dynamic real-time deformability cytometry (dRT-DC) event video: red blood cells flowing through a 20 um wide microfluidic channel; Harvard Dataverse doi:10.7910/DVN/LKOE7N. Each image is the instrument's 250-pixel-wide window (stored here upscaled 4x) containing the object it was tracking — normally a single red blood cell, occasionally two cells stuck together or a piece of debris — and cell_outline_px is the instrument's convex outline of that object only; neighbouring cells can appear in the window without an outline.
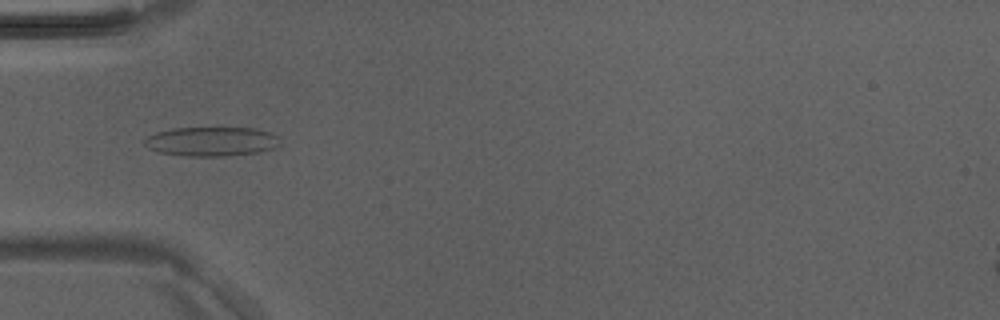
{"species": "Egyptian fruit bat (a non-hibernating species)", "species_latin": "Rousettus aegyptiacus", "temperature_condition": "room temperature", "stored_images_in_passage": 5, "camera_frame_rate_fps": 3000, "um_per_image_px": 0.085, "animal": {"sex": "male"}, "frame": {"image": 1, "passage_image": 5, "time_ms": 1.333, "image_size_px": [1000, 320], "cell_outline_px": [[280, 144], [272, 148], [256, 152], [224, 156], [184, 156], [160, 152], [148, 148], [144, 144], [144, 140], [148, 136], [156, 132], [172, 128], [252, 128], [268, 132], [276, 136]], "centroid_in_image_um": [17.91, 12.02], "position_along_channel_um": 67.1, "area_um2": 22.83}}